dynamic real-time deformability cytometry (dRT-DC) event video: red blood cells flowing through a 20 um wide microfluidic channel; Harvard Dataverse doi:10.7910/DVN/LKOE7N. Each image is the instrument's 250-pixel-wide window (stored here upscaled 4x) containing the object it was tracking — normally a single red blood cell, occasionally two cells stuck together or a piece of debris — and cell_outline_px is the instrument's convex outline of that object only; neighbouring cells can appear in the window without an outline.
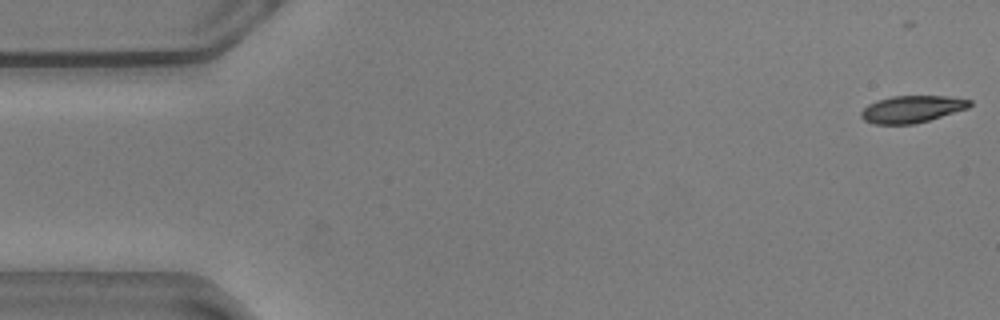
{"species": "common noctule bat (a hibernating species)", "species_latin": "Nyctalus noctula", "temperature_condition": "warm", "stored_images_in_passage": 42, "camera_frame_rate_fps": 3000, "um_per_image_px": 0.085, "animal": {"sex": "male", "body_mass_g": 20.5, "forearm_length_mm": 52.5}, "frame": {"image": 1, "passage_image": 1, "time_ms": 0.0, "image_size_px": [1000, 320], "cell_outline_px": [[972, 104], [968, 108], [928, 120], [912, 124], [876, 124], [864, 120], [860, 116], [860, 112], [868, 104], [876, 100], [892, 96], [948, 96], [972, 100]], "centroid_in_image_um": [77.5, 9.26], "position_along_channel_um": 7.5, "area_um2": 17.05}}
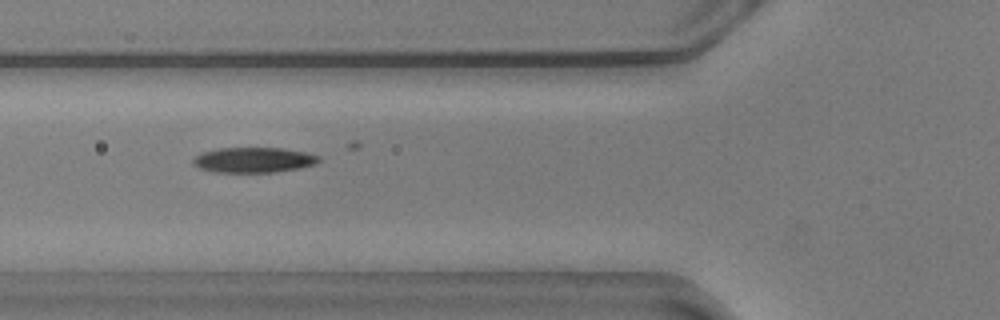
{"frame": {"image": 2, "passage_image": 20, "time_ms": 6.333, "image_size_px": [1000, 320], "cell_outline_px": [[320, 160], [316, 164], [300, 168], [276, 172], [212, 172], [200, 168], [192, 164], [192, 160], [200, 152], [220, 148], [280, 148], [304, 152], [320, 156]], "centroid_in_image_um": [21.54, 13.6], "position_along_channel_um": 104.3, "area_um2": 18.55}}
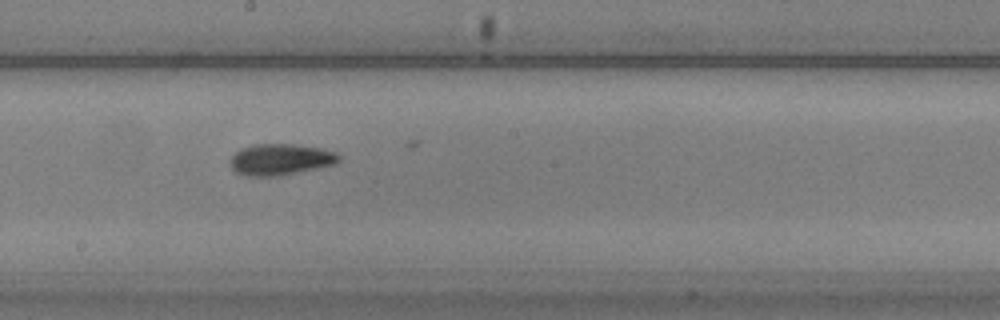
{"frame": {"image": 3, "passage_image": 30, "time_ms": 9.667, "image_size_px": [1000, 320], "cell_outline_px": [[340, 160], [336, 164], [280, 176], [248, 176], [236, 172], [232, 168], [228, 160], [240, 148], [252, 144], [292, 144], [324, 148], [336, 152], [340, 156]], "centroid_in_image_um": [23.84, 13.55], "position_along_channel_um": 224.4, "area_um2": 20.06}}